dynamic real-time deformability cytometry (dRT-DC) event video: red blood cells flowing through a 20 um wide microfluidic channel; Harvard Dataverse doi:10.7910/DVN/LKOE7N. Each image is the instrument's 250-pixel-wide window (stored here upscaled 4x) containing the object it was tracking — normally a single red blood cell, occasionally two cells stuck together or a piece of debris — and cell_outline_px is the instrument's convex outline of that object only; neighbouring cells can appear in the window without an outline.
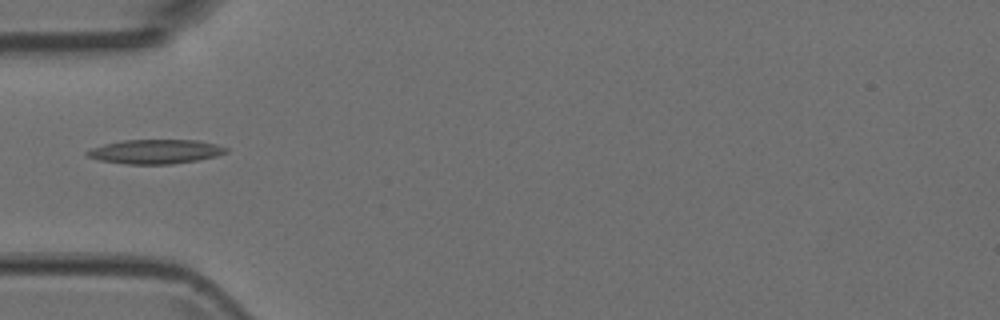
{"species": "Egyptian fruit bat (a non-hibernating species)", "species_latin": "Rousettus aegyptiacus", "temperature_condition": "room temperature", "stored_images_in_passage": 4, "camera_frame_rate_fps": 3000, "um_per_image_px": 0.085, "animal": {"sex": "female"}, "frame": {"image": 1, "passage_image": 3, "time_ms": 0.667, "image_size_px": [1000, 320], "cell_outline_px": [[228, 152], [216, 156], [196, 160], [172, 164], [124, 164], [100, 160], [88, 156], [84, 152], [92, 148], [104, 144], [124, 140], [196, 140], [216, 144], [228, 148]], "centroid_in_image_um": [13.21, 12.88], "position_along_channel_um": 71.8, "area_um2": 19.54}}
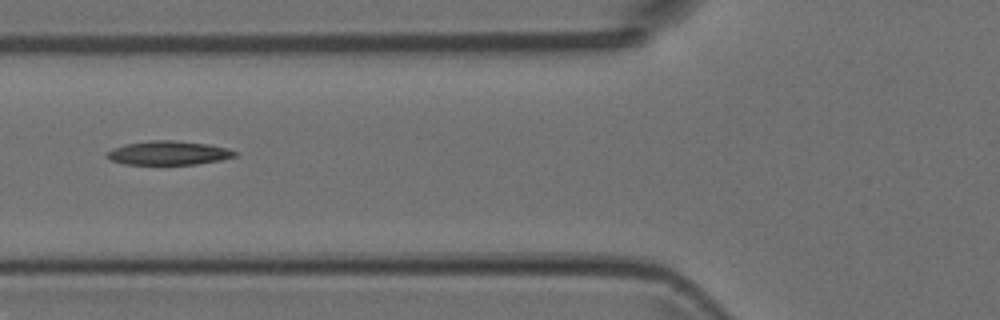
{"frame": {"image": 2, "passage_image": 4, "time_ms": 1.0, "image_size_px": [1000, 320], "cell_outline_px": [[236, 156], [220, 160], [196, 164], [124, 164], [112, 160], [104, 156], [108, 152], [124, 144], [148, 140], [172, 140], [208, 144], [228, 148], [236, 152]], "centroid_in_image_um": [14.32, 12.99], "position_along_channel_um": 111.5, "area_um2": 17.69}}